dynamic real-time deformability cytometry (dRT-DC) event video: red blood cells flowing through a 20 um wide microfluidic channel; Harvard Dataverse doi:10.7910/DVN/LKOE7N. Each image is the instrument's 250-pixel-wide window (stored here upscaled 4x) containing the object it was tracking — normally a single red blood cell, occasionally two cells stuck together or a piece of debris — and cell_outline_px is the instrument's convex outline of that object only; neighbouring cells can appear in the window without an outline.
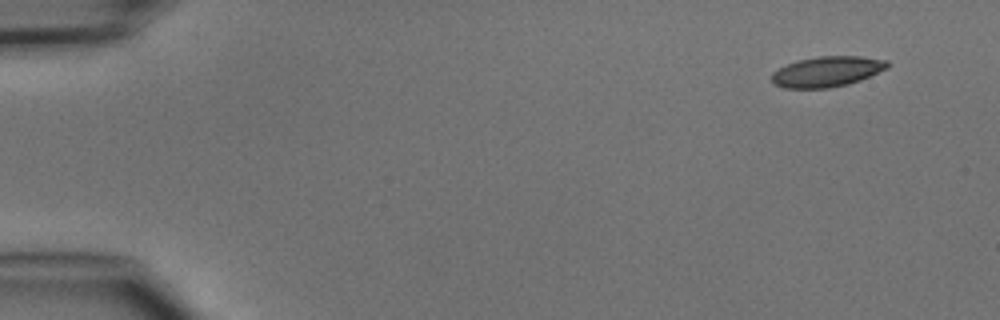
{"species": "common noctule bat (a hibernating species)", "species_latin": "Nyctalus noctula", "temperature_condition": "cold", "stored_images_in_passage": 4, "camera_frame_rate_fps": 3000, "um_per_image_px": 0.085, "animal": {"sex": "male", "body_mass_g": 15.6}, "frame": {"image": 1, "passage_image": 1, "time_ms": 0.0, "image_size_px": [1000, 320], "cell_outline_px": [[888, 68], [860, 80], [848, 84], [828, 88], [784, 88], [772, 84], [772, 72], [788, 64], [800, 60], [820, 56], [860, 56], [888, 60]], "centroid_in_image_um": [70.3, 6.09], "position_along_channel_um": 14.7, "area_um2": 20.4}}
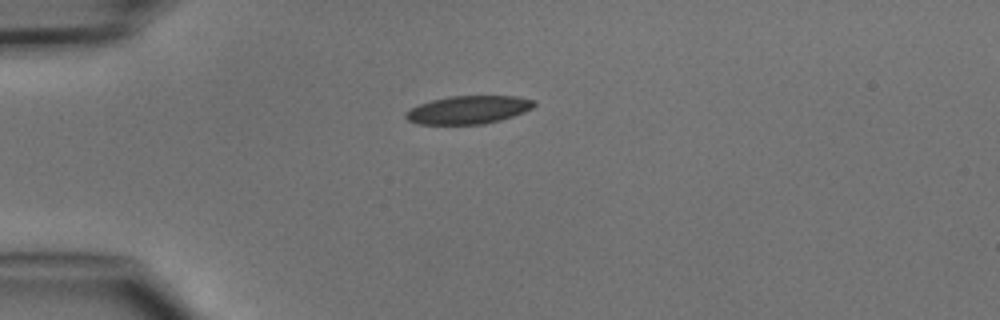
{"frame": {"image": 2, "passage_image": 3, "time_ms": 3.0, "image_size_px": [1000, 320], "cell_outline_px": [[536, 104], [532, 108], [524, 112], [500, 120], [484, 124], [416, 124], [408, 120], [404, 116], [404, 112], [420, 104], [432, 100], [448, 96], [516, 96], [536, 100]], "centroid_in_image_um": [39.81, 9.33], "position_along_channel_um": 45.2, "area_um2": 21.04}}
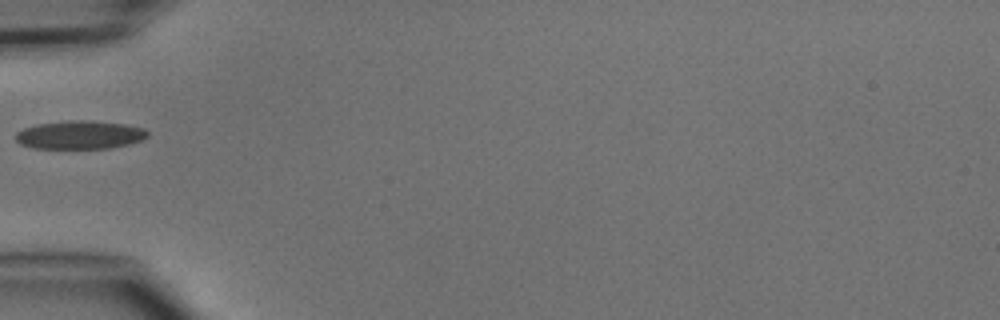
{"frame": {"image": 3, "passage_image": 4, "time_ms": 4.333, "image_size_px": [1000, 320], "cell_outline_px": [[148, 136], [144, 140], [128, 144], [108, 148], [32, 148], [20, 144], [16, 140], [16, 132], [24, 128], [36, 124], [68, 120], [92, 120], [124, 124], [144, 128], [148, 132]], "centroid_in_image_um": [6.79, 11.45], "position_along_channel_um": 78.2, "area_um2": 21.91}}